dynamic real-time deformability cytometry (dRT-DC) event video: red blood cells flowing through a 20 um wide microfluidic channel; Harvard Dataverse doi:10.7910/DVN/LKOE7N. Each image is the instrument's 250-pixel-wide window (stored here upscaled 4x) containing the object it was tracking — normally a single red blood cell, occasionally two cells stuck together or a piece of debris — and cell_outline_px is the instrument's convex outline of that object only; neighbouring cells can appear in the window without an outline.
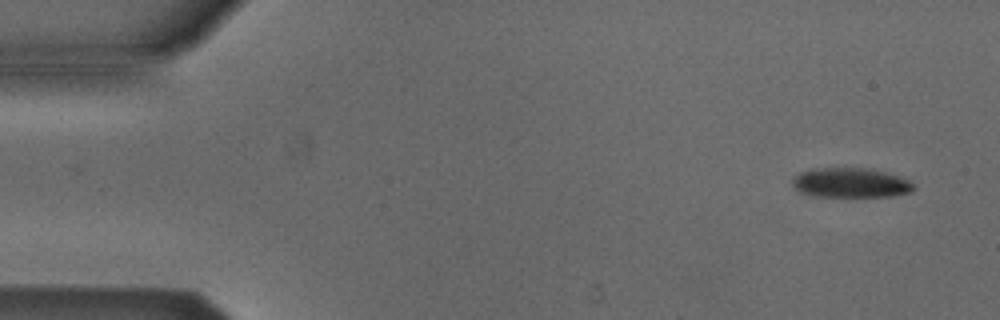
{"species": "Egyptian fruit bat (a non-hibernating species)", "species_latin": "Rousettus aegyptiacus", "temperature_condition": "cold", "stored_images_in_passage": 5, "camera_frame_rate_fps": 3000, "um_per_image_px": 0.085, "animal": {"sex": "male"}, "frame": {"image": 1, "passage_image": 1, "time_ms": 0.0, "image_size_px": [1000, 320], "cell_outline_px": [[916, 188], [912, 192], [892, 196], [816, 196], [800, 192], [792, 184], [792, 180], [800, 172], [812, 168], [864, 168], [884, 172], [908, 180]], "centroid_in_image_um": [72.29, 15.54], "position_along_channel_um": 12.7, "area_um2": 20.69}}
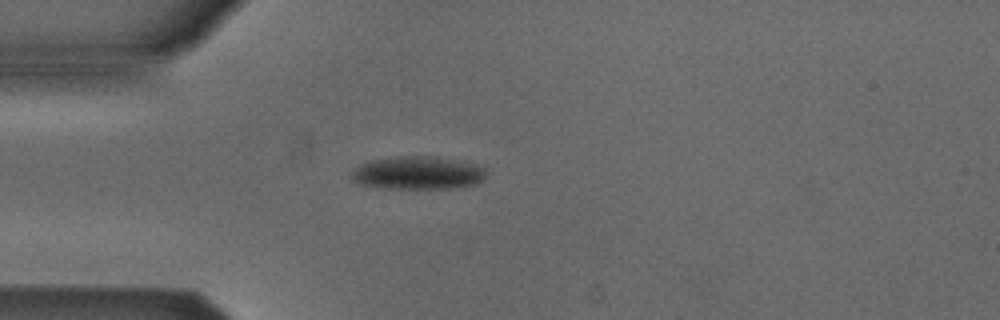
{"frame": {"image": 2, "passage_image": 4, "time_ms": 1.0, "image_size_px": [1000, 320], "cell_outline_px": [[488, 172], [484, 180], [476, 184], [448, 188], [380, 188], [356, 184], [348, 176], [360, 164], [372, 160], [400, 156], [416, 156], [456, 160], [484, 164]], "centroid_in_image_um": [35.54, 14.71], "position_along_channel_um": 49.5, "area_um2": 26.18}}